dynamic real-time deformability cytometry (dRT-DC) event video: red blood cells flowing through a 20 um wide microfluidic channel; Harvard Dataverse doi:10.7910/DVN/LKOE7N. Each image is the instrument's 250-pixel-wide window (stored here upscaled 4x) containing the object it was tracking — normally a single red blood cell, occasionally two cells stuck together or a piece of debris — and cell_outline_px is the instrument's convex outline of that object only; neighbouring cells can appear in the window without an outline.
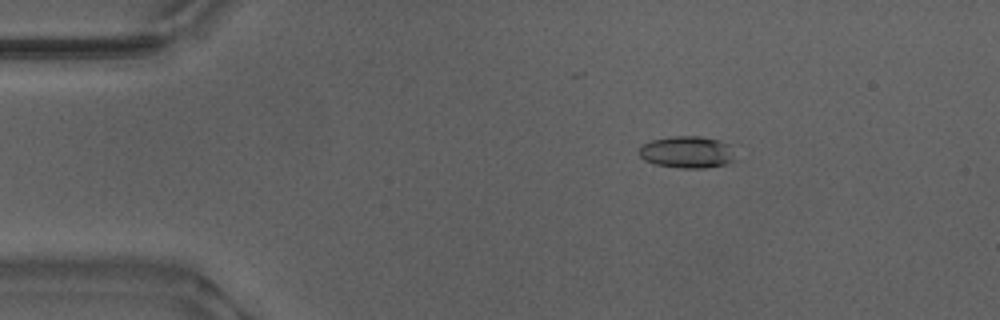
{"species": "Egyptian fruit bat (a non-hibernating species)", "species_latin": "Rousettus aegyptiacus", "temperature_condition": "warm", "stored_images_in_passage": 52, "camera_frame_rate_fps": 3000, "um_per_image_px": 0.085, "animal": {"sex": "male"}, "frame": {"image": 1, "passage_image": 8, "time_ms": 2.333, "image_size_px": [1000, 320], "cell_outline_px": [[736, 160], [724, 164], [704, 168], [680, 168], [656, 164], [644, 160], [636, 152], [636, 148], [652, 140], [672, 136], [700, 136], [720, 140], [728, 144]], "centroid_in_image_um": [58.36, 12.92], "position_along_channel_um": 26.6, "area_um2": 17.98}}
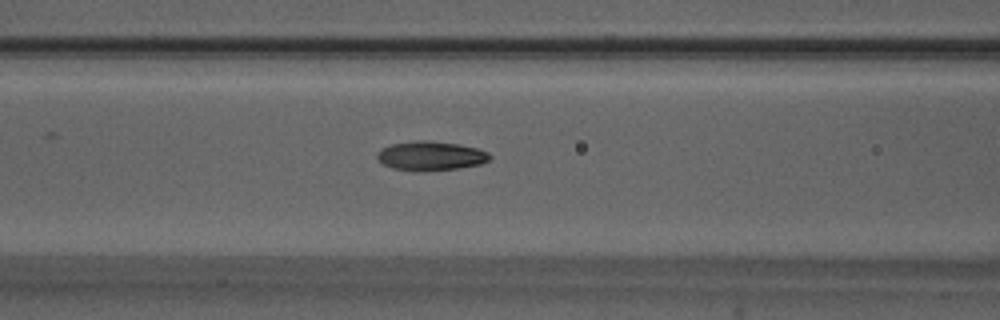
{"frame": {"image": 2, "passage_image": 21, "time_ms": 6.667, "image_size_px": [1000, 320], "cell_outline_px": [[492, 156], [488, 160], [480, 164], [456, 168], [424, 172], [416, 172], [392, 168], [384, 164], [376, 156], [376, 152], [392, 144], [416, 140], [424, 140], [456, 144], [476, 148], [488, 152]], "centroid_in_image_um": [36.59, 13.26], "position_along_channel_um": 130.0, "area_um2": 19.07}}
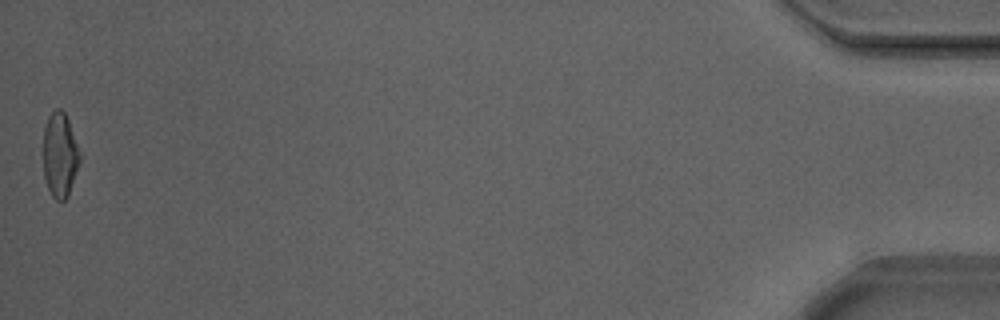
{"frame": {"image": 3, "passage_image": 52, "time_ms": 17.0, "image_size_px": [1000, 320], "cell_outline_px": [[80, 160], [68, 196], [64, 200], [56, 200], [52, 196], [48, 188], [44, 176], [44, 128], [48, 116], [56, 108], [60, 108], [64, 112], [68, 120], [80, 156]], "centroid_in_image_um": [5.07, 13.18], "position_along_channel_um": 430.1, "area_um2": 17.63}, "authors_computed_cell_mechanics": {"area_um2": 18.7272, "velocity_mm_per_s": 3.8864, "shape_relaxation_time_tau1_ms": 5.2684, "shape_relaxation_time_tau2_ms": 2.207, "deformation_change_tau1": 0.1704, "deformation_change_tau2": 0.0852}}